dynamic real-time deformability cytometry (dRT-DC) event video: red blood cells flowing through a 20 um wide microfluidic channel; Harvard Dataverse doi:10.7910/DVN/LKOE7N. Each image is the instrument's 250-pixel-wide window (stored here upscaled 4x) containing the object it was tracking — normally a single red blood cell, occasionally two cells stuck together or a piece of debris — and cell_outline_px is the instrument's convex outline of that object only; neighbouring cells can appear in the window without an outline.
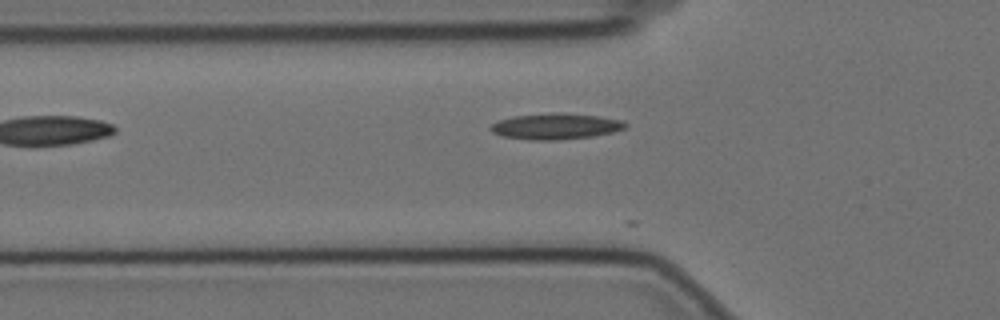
{"species": "Egyptian fruit bat (a non-hibernating species)", "species_latin": "Rousettus aegyptiacus", "temperature_condition": "cold", "stored_images_in_passage": 8, "camera_frame_rate_fps": 3000, "um_per_image_px": 0.085, "animal": {"sex": "female"}, "frame": {"image": 1, "passage_image": 3, "time_ms": 0.667, "image_size_px": [1000, 320], "cell_outline_px": [[628, 124], [624, 128], [612, 132], [592, 136], [552, 140], [532, 140], [504, 136], [492, 132], [488, 128], [492, 124], [500, 120], [512, 116], [556, 112], [560, 112], [600, 116], [624, 120]], "centroid_in_image_um": [47.24, 10.72], "position_along_channel_um": 78.6, "area_um2": 20.35}}
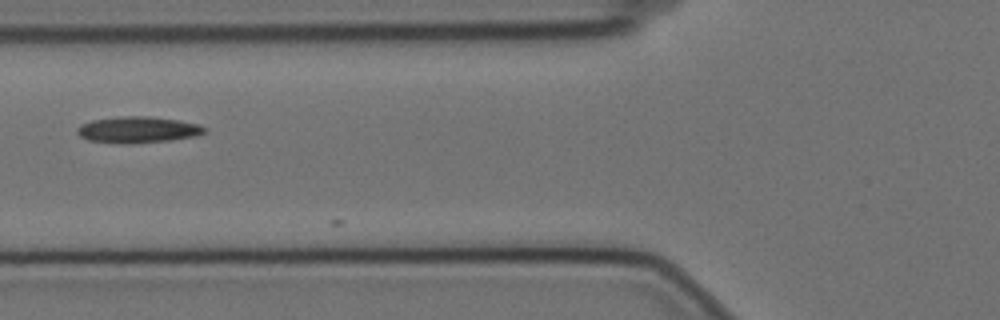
{"frame": {"image": 2, "passage_image": 6, "time_ms": 1.667, "image_size_px": [1000, 320], "cell_outline_px": [[208, 132], [196, 136], [168, 140], [124, 144], [120, 144], [88, 140], [80, 136], [76, 132], [76, 128], [80, 124], [92, 120], [120, 116], [148, 116], [180, 120], [200, 124], [208, 128]], "centroid_in_image_um": [11.73, 11.02], "position_along_channel_um": 114.1, "area_um2": 19.77}}